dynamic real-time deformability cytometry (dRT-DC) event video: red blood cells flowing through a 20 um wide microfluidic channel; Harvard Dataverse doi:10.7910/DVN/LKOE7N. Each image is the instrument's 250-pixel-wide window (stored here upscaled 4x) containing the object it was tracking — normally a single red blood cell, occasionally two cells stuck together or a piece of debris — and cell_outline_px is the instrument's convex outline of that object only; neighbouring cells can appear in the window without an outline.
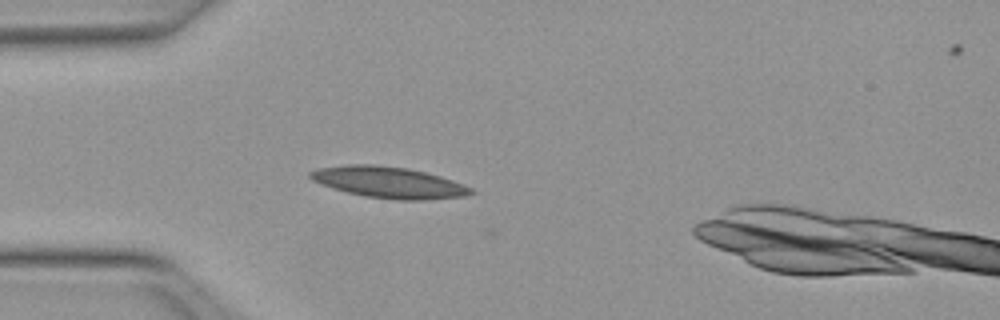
{"species": "Egyptian fruit bat (a non-hibernating species)", "species_latin": "Rousettus aegyptiacus", "temperature_condition": "warm", "stored_images_in_passage": 2, "camera_frame_rate_fps": 3000, "um_per_image_px": 0.085, "animal": {"sex": "female"}, "frame": {"image": 1, "passage_image": 1, "time_ms": 0.0, "image_size_px": [1000, 320], "cell_outline_px": [[476, 192], [464, 196], [424, 200], [396, 200], [364, 196], [332, 188], [320, 184], [312, 180], [308, 176], [308, 172], [316, 168], [348, 164], [376, 164], [408, 168], [440, 176], [464, 184], [472, 188]], "centroid_in_image_um": [33.02, 15.49], "position_along_channel_um": 52.0, "area_um2": 29.48}}